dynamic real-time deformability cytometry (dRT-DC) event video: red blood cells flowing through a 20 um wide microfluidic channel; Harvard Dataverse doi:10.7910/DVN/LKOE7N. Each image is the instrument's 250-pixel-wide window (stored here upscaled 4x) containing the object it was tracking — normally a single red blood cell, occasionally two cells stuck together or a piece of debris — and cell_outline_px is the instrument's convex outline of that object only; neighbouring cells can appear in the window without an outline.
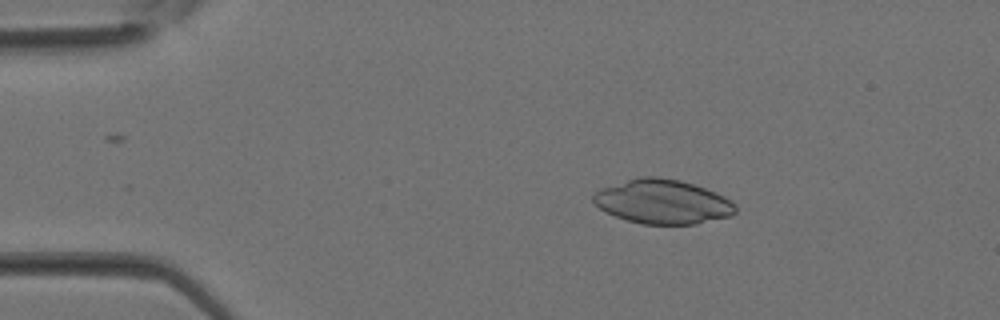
{"species": "Egyptian fruit bat (a non-hibernating species)", "species_latin": "Rousettus aegyptiacus", "temperature_condition": "room temperature", "stored_images_in_passage": 18, "camera_frame_rate_fps": 3000, "um_per_image_px": 0.085, "animal": {"sex": "female"}, "frame": {"image": 1, "passage_image": 6, "time_ms": 1.667, "image_size_px": [1000, 320], "cell_outline_px": [[736, 212], [732, 216], [696, 224], [640, 224], [604, 212], [592, 200], [592, 196], [600, 188], [640, 176], [656, 176], [680, 180], [704, 188], [724, 196], [736, 204]], "centroid_in_image_um": [56.33, 17.15], "position_along_channel_um": 28.7, "area_um2": 36.7}}